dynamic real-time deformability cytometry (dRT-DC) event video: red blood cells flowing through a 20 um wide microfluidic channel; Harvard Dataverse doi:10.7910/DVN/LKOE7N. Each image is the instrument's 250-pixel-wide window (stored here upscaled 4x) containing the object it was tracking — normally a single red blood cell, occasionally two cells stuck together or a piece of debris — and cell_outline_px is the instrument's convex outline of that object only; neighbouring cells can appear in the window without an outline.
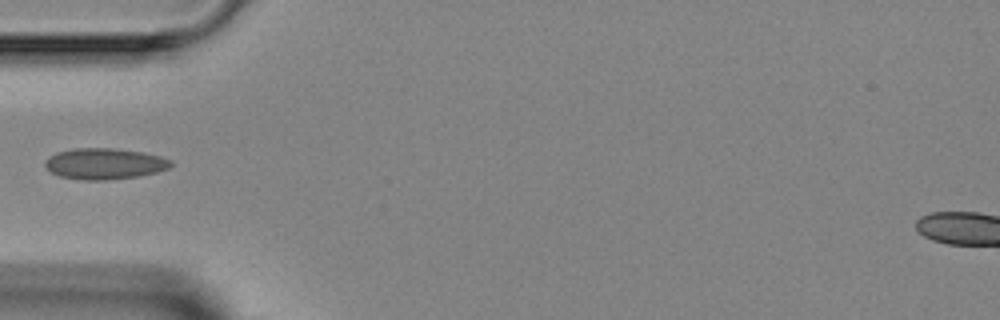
{"species": "Egyptian fruit bat (a non-hibernating species)", "species_latin": "Rousettus aegyptiacus", "temperature_condition": "room temperature", "stored_images_in_passage": 6, "camera_frame_rate_fps": 3000, "um_per_image_px": 0.085, "animal": {"sex": "female"}, "frame": {"image": 1, "passage_image": 4, "time_ms": 4.667, "image_size_px": [1000, 320], "cell_outline_px": [[172, 164], [168, 168], [156, 172], [136, 176], [108, 180], [84, 180], [60, 176], [52, 172], [44, 164], [48, 156], [56, 152], [76, 148], [112, 148], [144, 152], [160, 156], [172, 160]], "centroid_in_image_um": [8.88, 13.91], "position_along_channel_um": 76.1, "area_um2": 22.66}}
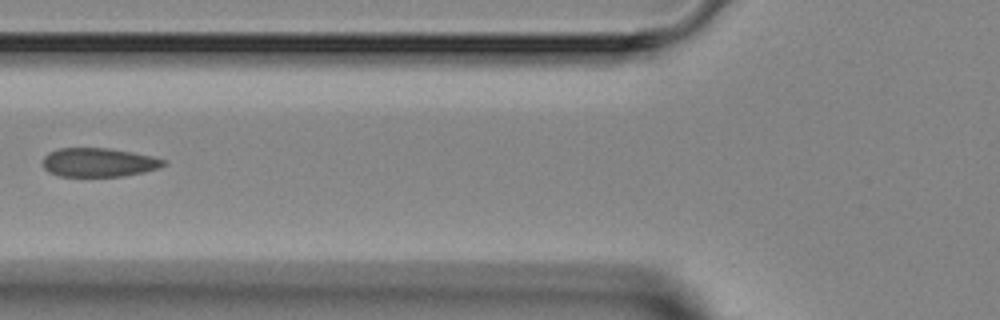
{"frame": {"image": 2, "passage_image": 5, "time_ms": 5.667, "image_size_px": [1000, 320], "cell_outline_px": [[168, 164], [160, 168], [144, 172], [120, 176], [60, 176], [48, 172], [44, 168], [44, 156], [48, 152], [56, 148], [108, 148], [132, 152], [152, 156], [168, 160]], "centroid_in_image_um": [8.42, 13.8], "position_along_channel_um": 117.4, "area_um2": 20.46}}
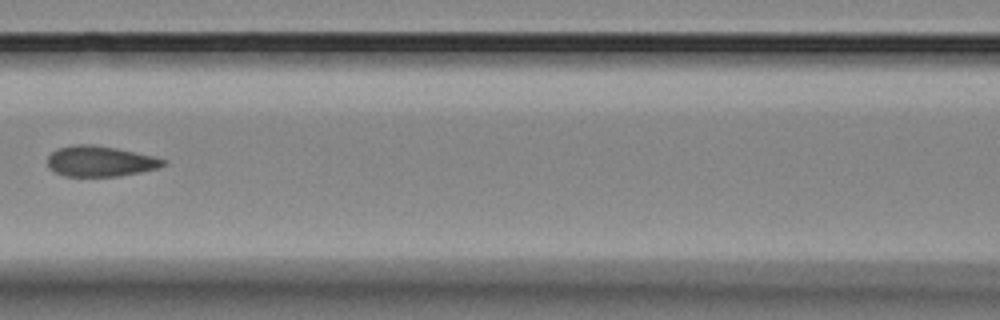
{"frame": {"image": 3, "passage_image": 6, "time_ms": 6.667, "image_size_px": [1000, 320], "cell_outline_px": [[168, 164], [156, 168], [140, 172], [116, 176], [64, 176], [48, 168], [48, 156], [56, 148], [72, 144], [92, 144], [116, 148], [156, 156], [168, 160]], "centroid_in_image_um": [8.53, 13.69], "position_along_channel_um": 158.1, "area_um2": 20.81}}